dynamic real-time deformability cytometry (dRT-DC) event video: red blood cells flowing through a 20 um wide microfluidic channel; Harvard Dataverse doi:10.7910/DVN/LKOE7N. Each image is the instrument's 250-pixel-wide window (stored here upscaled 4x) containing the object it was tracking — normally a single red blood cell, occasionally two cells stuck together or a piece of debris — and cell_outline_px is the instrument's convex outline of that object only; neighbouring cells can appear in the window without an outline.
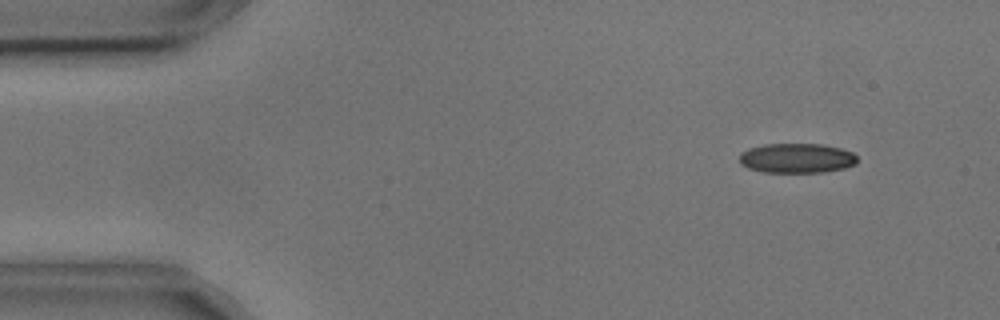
{"species": "common noctule bat (a hibernating species)", "species_latin": "Nyctalus noctula", "temperature_condition": "cold", "stored_images_in_passage": 8, "camera_frame_rate_fps": 3000, "um_per_image_px": 0.085, "animal": {"sex": "male", "body_mass_g": 17.9, "forearm_length_mm": 54.2}, "frame": {"image": 1, "passage_image": 2, "time_ms": 0.333, "image_size_px": [1000, 320], "cell_outline_px": [[856, 164], [844, 168], [824, 172], [760, 172], [748, 168], [740, 164], [740, 152], [748, 148], [764, 144], [820, 144], [840, 148], [852, 152], [856, 156]], "centroid_in_image_um": [67.69, 13.44], "position_along_channel_um": 17.3, "area_um2": 20.46}}
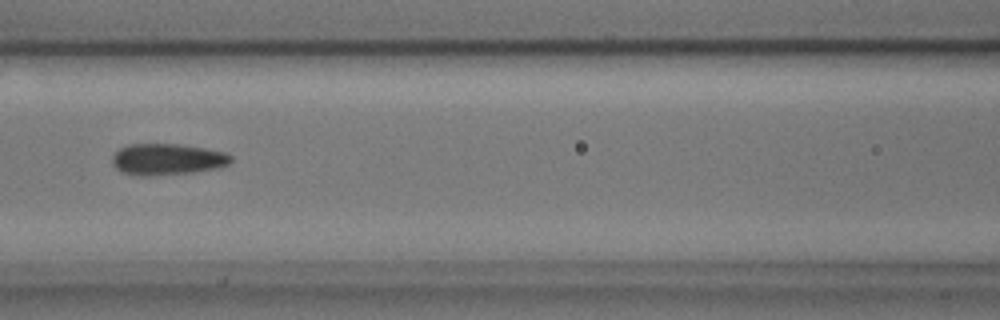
{"frame": {"image": 2, "passage_image": 7, "time_ms": 2.0, "image_size_px": [1000, 320], "cell_outline_px": [[232, 160], [228, 164], [216, 168], [192, 172], [148, 176], [140, 176], [120, 172], [112, 164], [112, 156], [120, 148], [128, 144], [180, 144], [228, 152], [232, 156]], "centroid_in_image_um": [14.21, 13.53], "position_along_channel_um": 152.4, "area_um2": 21.79}}
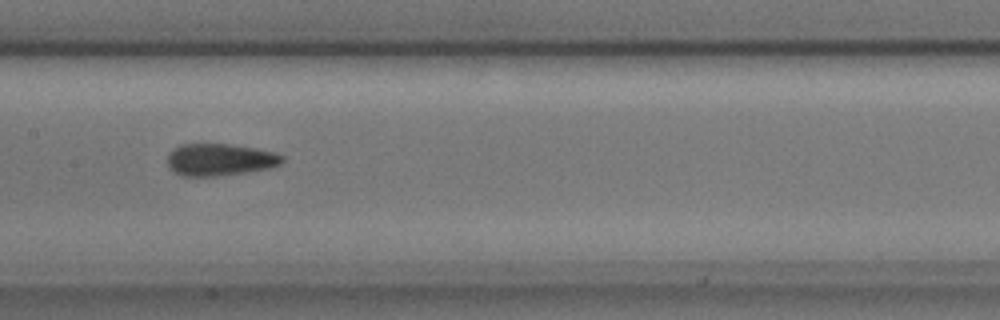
{"frame": {"image": 3, "passage_image": 8, "time_ms": 2.333, "image_size_px": [1000, 320], "cell_outline_px": [[284, 160], [280, 164], [268, 168], [244, 172], [216, 176], [180, 176], [168, 168], [168, 156], [180, 144], [228, 144], [256, 148], [276, 152], [284, 156]], "centroid_in_image_um": [18.7, 13.57], "position_along_channel_um": 188.7, "area_um2": 21.39}}